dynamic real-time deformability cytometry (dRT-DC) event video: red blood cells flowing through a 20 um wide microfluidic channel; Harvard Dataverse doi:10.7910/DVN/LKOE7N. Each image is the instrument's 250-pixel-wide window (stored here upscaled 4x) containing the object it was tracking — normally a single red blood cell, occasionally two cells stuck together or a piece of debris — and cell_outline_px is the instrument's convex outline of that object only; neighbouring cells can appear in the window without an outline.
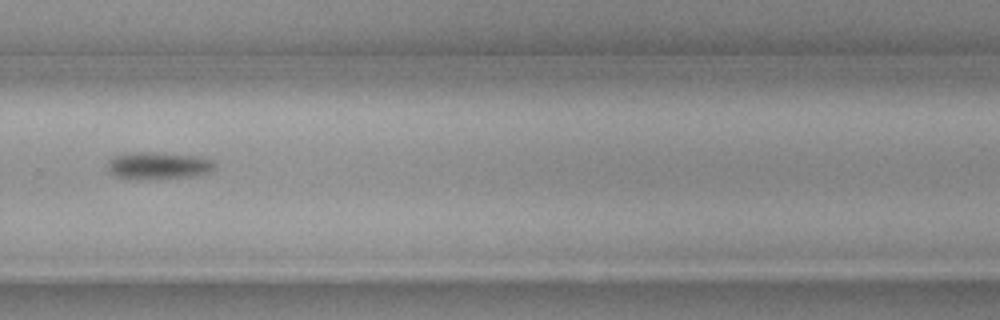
{"species": "common noctule bat (a hibernating species)", "species_latin": "Nyctalus noctula", "temperature_condition": "cold", "stored_images_in_passage": 14, "camera_frame_rate_fps": 3000, "um_per_image_px": 0.085, "animal": {"sex": "female", "body_mass_g": 19.3, "forearm_length_mm": 54.1}, "frame": {"image": 1, "passage_image": 10, "time_ms": 3.0, "image_size_px": [1000, 320], "cell_outline_px": [[216, 164], [212, 172], [192, 176], [136, 180], [112, 176], [108, 172], [108, 160], [116, 156], [128, 152], [148, 152], [196, 156], [212, 160]], "centroid_in_image_um": [13.41, 14.09], "position_along_channel_um": 316.4, "area_um2": 17.11}}